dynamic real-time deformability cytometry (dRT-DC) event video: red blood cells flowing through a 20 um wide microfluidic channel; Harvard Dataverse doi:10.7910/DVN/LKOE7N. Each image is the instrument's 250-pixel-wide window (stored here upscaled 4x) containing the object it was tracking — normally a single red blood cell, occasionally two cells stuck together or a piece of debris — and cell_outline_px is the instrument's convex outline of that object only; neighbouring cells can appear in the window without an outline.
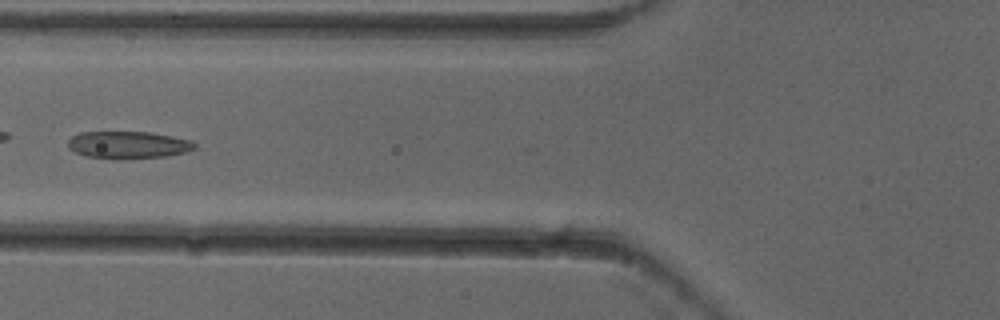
{"species": "common noctule bat (a hibernating species)", "species_latin": "Nyctalus noctula", "temperature_condition": "cold", "stored_images_in_passage": 6, "camera_frame_rate_fps": 3000, "um_per_image_px": 0.085, "animal": {"sex": "female"}, "frame": {"image": 1, "passage_image": 5, "time_ms": 1.333, "image_size_px": [1000, 320], "cell_outline_px": [[196, 148], [188, 152], [168, 156], [116, 160], [112, 160], [88, 156], [76, 152], [68, 148], [68, 140], [72, 136], [80, 132], [148, 132], [172, 136], [192, 140], [196, 144]], "centroid_in_image_um": [10.92, 12.33], "position_along_channel_um": 114.9, "area_um2": 20.46}}